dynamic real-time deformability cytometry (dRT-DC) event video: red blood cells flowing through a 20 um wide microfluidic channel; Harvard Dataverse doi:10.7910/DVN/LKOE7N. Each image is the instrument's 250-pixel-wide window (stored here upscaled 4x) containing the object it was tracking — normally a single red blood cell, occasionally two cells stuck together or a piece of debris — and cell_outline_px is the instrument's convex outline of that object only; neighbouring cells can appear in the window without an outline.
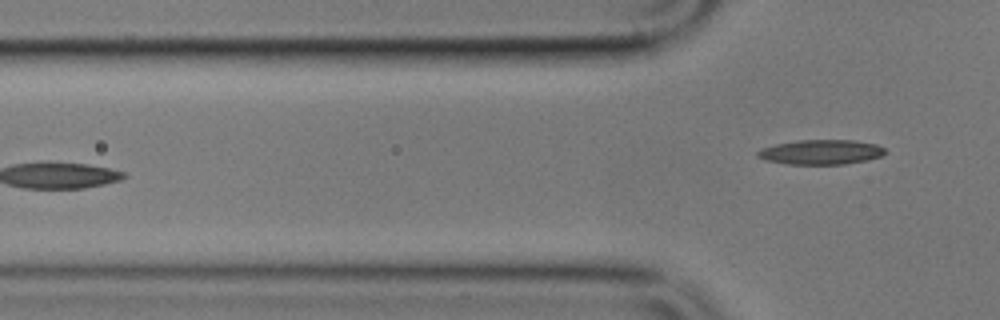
{"species": "common noctule bat (a hibernating species)", "species_latin": "Nyctalus noctula", "temperature_condition": "cold", "stored_images_in_passage": 7, "camera_frame_rate_fps": 3000, "um_per_image_px": 0.085, "animal": {"sex": "male", "body_mass_g": 17.9}, "frame": {"image": 1, "passage_image": 7, "time_ms": 7.0, "image_size_px": [1000, 320], "cell_outline_px": [[888, 152], [880, 156], [868, 160], [844, 164], [788, 164], [764, 160], [756, 156], [756, 152], [760, 148], [776, 144], [796, 140], [852, 140], [876, 144], [884, 148]], "centroid_in_image_um": [69.76, 12.92], "position_along_channel_um": 56.0, "area_um2": 18.5}}